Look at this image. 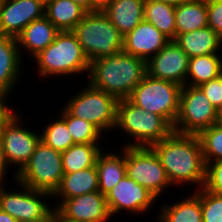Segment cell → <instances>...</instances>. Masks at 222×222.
<instances>
[{
	"label": "cell",
	"instance_id": "6da1fadb",
	"mask_svg": "<svg viewBox=\"0 0 222 222\" xmlns=\"http://www.w3.org/2000/svg\"><path fill=\"white\" fill-rule=\"evenodd\" d=\"M150 148L159 158L172 186L195 183V187L198 184V190L204 186L206 163L198 134L173 131Z\"/></svg>",
	"mask_w": 222,
	"mask_h": 222
},
{
	"label": "cell",
	"instance_id": "7a4b0ae2",
	"mask_svg": "<svg viewBox=\"0 0 222 222\" xmlns=\"http://www.w3.org/2000/svg\"><path fill=\"white\" fill-rule=\"evenodd\" d=\"M147 74L146 61L123 50L90 62L88 82L118 100L127 99Z\"/></svg>",
	"mask_w": 222,
	"mask_h": 222
},
{
	"label": "cell",
	"instance_id": "3957f363",
	"mask_svg": "<svg viewBox=\"0 0 222 222\" xmlns=\"http://www.w3.org/2000/svg\"><path fill=\"white\" fill-rule=\"evenodd\" d=\"M34 59L38 68L36 72L43 79L89 73L90 61L72 31H59L55 40Z\"/></svg>",
	"mask_w": 222,
	"mask_h": 222
},
{
	"label": "cell",
	"instance_id": "277c9868",
	"mask_svg": "<svg viewBox=\"0 0 222 222\" xmlns=\"http://www.w3.org/2000/svg\"><path fill=\"white\" fill-rule=\"evenodd\" d=\"M115 129L132 137L133 142L130 139V143L122 145L131 147H150L173 132V127L162 116L143 110L128 99L118 100Z\"/></svg>",
	"mask_w": 222,
	"mask_h": 222
},
{
	"label": "cell",
	"instance_id": "5b68a950",
	"mask_svg": "<svg viewBox=\"0 0 222 222\" xmlns=\"http://www.w3.org/2000/svg\"><path fill=\"white\" fill-rule=\"evenodd\" d=\"M72 32L90 62L123 50V36L103 11L87 12Z\"/></svg>",
	"mask_w": 222,
	"mask_h": 222
},
{
	"label": "cell",
	"instance_id": "8992f818",
	"mask_svg": "<svg viewBox=\"0 0 222 222\" xmlns=\"http://www.w3.org/2000/svg\"><path fill=\"white\" fill-rule=\"evenodd\" d=\"M63 107L74 117L95 125L102 133L114 131L117 124L118 99L89 83L70 97Z\"/></svg>",
	"mask_w": 222,
	"mask_h": 222
},
{
	"label": "cell",
	"instance_id": "52a82bcc",
	"mask_svg": "<svg viewBox=\"0 0 222 222\" xmlns=\"http://www.w3.org/2000/svg\"><path fill=\"white\" fill-rule=\"evenodd\" d=\"M182 86L146 74L127 98L143 110L162 116L172 127L179 112Z\"/></svg>",
	"mask_w": 222,
	"mask_h": 222
},
{
	"label": "cell",
	"instance_id": "ba28073f",
	"mask_svg": "<svg viewBox=\"0 0 222 222\" xmlns=\"http://www.w3.org/2000/svg\"><path fill=\"white\" fill-rule=\"evenodd\" d=\"M13 175L27 187L53 195L64 175L62 153L40 140L28 162Z\"/></svg>",
	"mask_w": 222,
	"mask_h": 222
},
{
	"label": "cell",
	"instance_id": "9c48e42d",
	"mask_svg": "<svg viewBox=\"0 0 222 222\" xmlns=\"http://www.w3.org/2000/svg\"><path fill=\"white\" fill-rule=\"evenodd\" d=\"M218 111L199 86L181 88L179 112L173 131L180 134H199L217 123Z\"/></svg>",
	"mask_w": 222,
	"mask_h": 222
},
{
	"label": "cell",
	"instance_id": "30bf717a",
	"mask_svg": "<svg viewBox=\"0 0 222 222\" xmlns=\"http://www.w3.org/2000/svg\"><path fill=\"white\" fill-rule=\"evenodd\" d=\"M20 190H11L4 188L0 183V209L10 214L18 222H38L47 218L53 210L47 204L48 198L52 200L51 194L31 189L26 185L15 180ZM3 186V187H2ZM47 198V199H46Z\"/></svg>",
	"mask_w": 222,
	"mask_h": 222
},
{
	"label": "cell",
	"instance_id": "8fae6325",
	"mask_svg": "<svg viewBox=\"0 0 222 222\" xmlns=\"http://www.w3.org/2000/svg\"><path fill=\"white\" fill-rule=\"evenodd\" d=\"M125 163L126 175L157 198L164 194L165 188L172 186L159 158L150 147L125 146Z\"/></svg>",
	"mask_w": 222,
	"mask_h": 222
},
{
	"label": "cell",
	"instance_id": "7c38bea8",
	"mask_svg": "<svg viewBox=\"0 0 222 222\" xmlns=\"http://www.w3.org/2000/svg\"><path fill=\"white\" fill-rule=\"evenodd\" d=\"M21 118L22 116L20 117L15 111L0 130L5 159L9 167H19L14 173L24 167L41 140V133L23 126Z\"/></svg>",
	"mask_w": 222,
	"mask_h": 222
},
{
	"label": "cell",
	"instance_id": "4fadbf2b",
	"mask_svg": "<svg viewBox=\"0 0 222 222\" xmlns=\"http://www.w3.org/2000/svg\"><path fill=\"white\" fill-rule=\"evenodd\" d=\"M158 198L147 188L125 175L107 194L106 200L111 216L132 212L138 216L151 209Z\"/></svg>",
	"mask_w": 222,
	"mask_h": 222
},
{
	"label": "cell",
	"instance_id": "5bb4252c",
	"mask_svg": "<svg viewBox=\"0 0 222 222\" xmlns=\"http://www.w3.org/2000/svg\"><path fill=\"white\" fill-rule=\"evenodd\" d=\"M188 55L174 41L170 40L155 56L146 62L150 77L186 85Z\"/></svg>",
	"mask_w": 222,
	"mask_h": 222
},
{
	"label": "cell",
	"instance_id": "9a60e30c",
	"mask_svg": "<svg viewBox=\"0 0 222 222\" xmlns=\"http://www.w3.org/2000/svg\"><path fill=\"white\" fill-rule=\"evenodd\" d=\"M45 0H0V35L17 37L44 16Z\"/></svg>",
	"mask_w": 222,
	"mask_h": 222
},
{
	"label": "cell",
	"instance_id": "2e32d148",
	"mask_svg": "<svg viewBox=\"0 0 222 222\" xmlns=\"http://www.w3.org/2000/svg\"><path fill=\"white\" fill-rule=\"evenodd\" d=\"M54 207L68 219L76 222H108L111 214L106 195L100 191L66 200L57 199Z\"/></svg>",
	"mask_w": 222,
	"mask_h": 222
},
{
	"label": "cell",
	"instance_id": "e0dca14e",
	"mask_svg": "<svg viewBox=\"0 0 222 222\" xmlns=\"http://www.w3.org/2000/svg\"><path fill=\"white\" fill-rule=\"evenodd\" d=\"M169 41L170 39L153 24L143 19L132 31L123 37V51L147 62Z\"/></svg>",
	"mask_w": 222,
	"mask_h": 222
},
{
	"label": "cell",
	"instance_id": "ac0fdd59",
	"mask_svg": "<svg viewBox=\"0 0 222 222\" xmlns=\"http://www.w3.org/2000/svg\"><path fill=\"white\" fill-rule=\"evenodd\" d=\"M17 39L0 35V93L10 95L15 85H19L22 60ZM21 68V69H20ZM20 76V77H19ZM16 83V84H15Z\"/></svg>",
	"mask_w": 222,
	"mask_h": 222
},
{
	"label": "cell",
	"instance_id": "d6986e66",
	"mask_svg": "<svg viewBox=\"0 0 222 222\" xmlns=\"http://www.w3.org/2000/svg\"><path fill=\"white\" fill-rule=\"evenodd\" d=\"M58 32L59 30L45 16L32 21L16 37L20 55L22 56L25 48L29 56L34 58L55 40Z\"/></svg>",
	"mask_w": 222,
	"mask_h": 222
},
{
	"label": "cell",
	"instance_id": "ffe728a7",
	"mask_svg": "<svg viewBox=\"0 0 222 222\" xmlns=\"http://www.w3.org/2000/svg\"><path fill=\"white\" fill-rule=\"evenodd\" d=\"M145 0H111L103 10L124 37L144 19Z\"/></svg>",
	"mask_w": 222,
	"mask_h": 222
},
{
	"label": "cell",
	"instance_id": "44dd1931",
	"mask_svg": "<svg viewBox=\"0 0 222 222\" xmlns=\"http://www.w3.org/2000/svg\"><path fill=\"white\" fill-rule=\"evenodd\" d=\"M174 41L189 58L219 53L222 47V38L209 26L178 34Z\"/></svg>",
	"mask_w": 222,
	"mask_h": 222
},
{
	"label": "cell",
	"instance_id": "7402d4cb",
	"mask_svg": "<svg viewBox=\"0 0 222 222\" xmlns=\"http://www.w3.org/2000/svg\"><path fill=\"white\" fill-rule=\"evenodd\" d=\"M96 191H99L98 172L94 166L73 173H64L59 187L51 197L66 200Z\"/></svg>",
	"mask_w": 222,
	"mask_h": 222
},
{
	"label": "cell",
	"instance_id": "603a6c76",
	"mask_svg": "<svg viewBox=\"0 0 222 222\" xmlns=\"http://www.w3.org/2000/svg\"><path fill=\"white\" fill-rule=\"evenodd\" d=\"M121 153L101 151L96 160L99 191L106 195L125 175V146H121ZM107 154H105V153Z\"/></svg>",
	"mask_w": 222,
	"mask_h": 222
},
{
	"label": "cell",
	"instance_id": "cb8c5ba5",
	"mask_svg": "<svg viewBox=\"0 0 222 222\" xmlns=\"http://www.w3.org/2000/svg\"><path fill=\"white\" fill-rule=\"evenodd\" d=\"M196 190V191H195ZM189 197L176 203L160 205L159 222H203L201 211V188L195 189ZM196 192V193H195ZM169 204V205H168Z\"/></svg>",
	"mask_w": 222,
	"mask_h": 222
},
{
	"label": "cell",
	"instance_id": "d4e9b609",
	"mask_svg": "<svg viewBox=\"0 0 222 222\" xmlns=\"http://www.w3.org/2000/svg\"><path fill=\"white\" fill-rule=\"evenodd\" d=\"M86 13L72 0H45L44 16L59 31H72Z\"/></svg>",
	"mask_w": 222,
	"mask_h": 222
},
{
	"label": "cell",
	"instance_id": "484cf974",
	"mask_svg": "<svg viewBox=\"0 0 222 222\" xmlns=\"http://www.w3.org/2000/svg\"><path fill=\"white\" fill-rule=\"evenodd\" d=\"M176 36L208 26L207 0H187L175 7Z\"/></svg>",
	"mask_w": 222,
	"mask_h": 222
},
{
	"label": "cell",
	"instance_id": "4316f807",
	"mask_svg": "<svg viewBox=\"0 0 222 222\" xmlns=\"http://www.w3.org/2000/svg\"><path fill=\"white\" fill-rule=\"evenodd\" d=\"M221 74V53L192 57L189 58L188 62L186 85L200 86L205 82L219 77Z\"/></svg>",
	"mask_w": 222,
	"mask_h": 222
},
{
	"label": "cell",
	"instance_id": "83f0119b",
	"mask_svg": "<svg viewBox=\"0 0 222 222\" xmlns=\"http://www.w3.org/2000/svg\"><path fill=\"white\" fill-rule=\"evenodd\" d=\"M99 144H74L62 152L64 173H73L94 167L99 153L103 150Z\"/></svg>",
	"mask_w": 222,
	"mask_h": 222
},
{
	"label": "cell",
	"instance_id": "f1b7e54d",
	"mask_svg": "<svg viewBox=\"0 0 222 222\" xmlns=\"http://www.w3.org/2000/svg\"><path fill=\"white\" fill-rule=\"evenodd\" d=\"M144 20L153 24L170 40L176 38L175 6L162 2L145 1Z\"/></svg>",
	"mask_w": 222,
	"mask_h": 222
},
{
	"label": "cell",
	"instance_id": "f546056e",
	"mask_svg": "<svg viewBox=\"0 0 222 222\" xmlns=\"http://www.w3.org/2000/svg\"><path fill=\"white\" fill-rule=\"evenodd\" d=\"M60 117L43 127L41 141L56 151L64 152L75 143L66 125V109H61Z\"/></svg>",
	"mask_w": 222,
	"mask_h": 222
},
{
	"label": "cell",
	"instance_id": "4dcf8cb0",
	"mask_svg": "<svg viewBox=\"0 0 222 222\" xmlns=\"http://www.w3.org/2000/svg\"><path fill=\"white\" fill-rule=\"evenodd\" d=\"M66 125L75 144H100L103 133L95 125L72 116L67 110Z\"/></svg>",
	"mask_w": 222,
	"mask_h": 222
},
{
	"label": "cell",
	"instance_id": "1f68e13d",
	"mask_svg": "<svg viewBox=\"0 0 222 222\" xmlns=\"http://www.w3.org/2000/svg\"><path fill=\"white\" fill-rule=\"evenodd\" d=\"M205 163L222 160V126L217 123L199 134Z\"/></svg>",
	"mask_w": 222,
	"mask_h": 222
},
{
	"label": "cell",
	"instance_id": "d6a6232c",
	"mask_svg": "<svg viewBox=\"0 0 222 222\" xmlns=\"http://www.w3.org/2000/svg\"><path fill=\"white\" fill-rule=\"evenodd\" d=\"M203 222H222V196L201 188Z\"/></svg>",
	"mask_w": 222,
	"mask_h": 222
},
{
	"label": "cell",
	"instance_id": "836d02e7",
	"mask_svg": "<svg viewBox=\"0 0 222 222\" xmlns=\"http://www.w3.org/2000/svg\"><path fill=\"white\" fill-rule=\"evenodd\" d=\"M204 189L222 196V160L206 163Z\"/></svg>",
	"mask_w": 222,
	"mask_h": 222
},
{
	"label": "cell",
	"instance_id": "e575fe53",
	"mask_svg": "<svg viewBox=\"0 0 222 222\" xmlns=\"http://www.w3.org/2000/svg\"><path fill=\"white\" fill-rule=\"evenodd\" d=\"M199 87L218 111L222 107V74Z\"/></svg>",
	"mask_w": 222,
	"mask_h": 222
},
{
	"label": "cell",
	"instance_id": "d590c367",
	"mask_svg": "<svg viewBox=\"0 0 222 222\" xmlns=\"http://www.w3.org/2000/svg\"><path fill=\"white\" fill-rule=\"evenodd\" d=\"M208 26L222 38V0H207Z\"/></svg>",
	"mask_w": 222,
	"mask_h": 222
},
{
	"label": "cell",
	"instance_id": "8d00e7d4",
	"mask_svg": "<svg viewBox=\"0 0 222 222\" xmlns=\"http://www.w3.org/2000/svg\"><path fill=\"white\" fill-rule=\"evenodd\" d=\"M8 95L0 93V130L3 124L12 116L15 112L12 107H9L7 104V100H9ZM8 98V99H7ZM7 99V100H6Z\"/></svg>",
	"mask_w": 222,
	"mask_h": 222
},
{
	"label": "cell",
	"instance_id": "74e56055",
	"mask_svg": "<svg viewBox=\"0 0 222 222\" xmlns=\"http://www.w3.org/2000/svg\"><path fill=\"white\" fill-rule=\"evenodd\" d=\"M9 168L10 167L5 159L4 149L0 137V183H4V180L6 178L5 176L9 173L6 170H9Z\"/></svg>",
	"mask_w": 222,
	"mask_h": 222
},
{
	"label": "cell",
	"instance_id": "f35d334b",
	"mask_svg": "<svg viewBox=\"0 0 222 222\" xmlns=\"http://www.w3.org/2000/svg\"><path fill=\"white\" fill-rule=\"evenodd\" d=\"M111 0H90V12L103 11Z\"/></svg>",
	"mask_w": 222,
	"mask_h": 222
},
{
	"label": "cell",
	"instance_id": "ab89813d",
	"mask_svg": "<svg viewBox=\"0 0 222 222\" xmlns=\"http://www.w3.org/2000/svg\"><path fill=\"white\" fill-rule=\"evenodd\" d=\"M51 222H76L63 216L55 207L51 211Z\"/></svg>",
	"mask_w": 222,
	"mask_h": 222
},
{
	"label": "cell",
	"instance_id": "60d3db41",
	"mask_svg": "<svg viewBox=\"0 0 222 222\" xmlns=\"http://www.w3.org/2000/svg\"><path fill=\"white\" fill-rule=\"evenodd\" d=\"M0 222H18V221L7 212H4L0 209Z\"/></svg>",
	"mask_w": 222,
	"mask_h": 222
},
{
	"label": "cell",
	"instance_id": "b9f144b4",
	"mask_svg": "<svg viewBox=\"0 0 222 222\" xmlns=\"http://www.w3.org/2000/svg\"><path fill=\"white\" fill-rule=\"evenodd\" d=\"M80 7H82L86 12H90V0H72Z\"/></svg>",
	"mask_w": 222,
	"mask_h": 222
},
{
	"label": "cell",
	"instance_id": "7bdbcfd3",
	"mask_svg": "<svg viewBox=\"0 0 222 222\" xmlns=\"http://www.w3.org/2000/svg\"><path fill=\"white\" fill-rule=\"evenodd\" d=\"M145 1L162 2L176 7L179 6L182 2H185L187 0H145Z\"/></svg>",
	"mask_w": 222,
	"mask_h": 222
},
{
	"label": "cell",
	"instance_id": "ee69618b",
	"mask_svg": "<svg viewBox=\"0 0 222 222\" xmlns=\"http://www.w3.org/2000/svg\"><path fill=\"white\" fill-rule=\"evenodd\" d=\"M217 124L222 126V107L218 110Z\"/></svg>",
	"mask_w": 222,
	"mask_h": 222
},
{
	"label": "cell",
	"instance_id": "f6af8a7d",
	"mask_svg": "<svg viewBox=\"0 0 222 222\" xmlns=\"http://www.w3.org/2000/svg\"><path fill=\"white\" fill-rule=\"evenodd\" d=\"M38 222H51V214L47 218H45L41 221H38Z\"/></svg>",
	"mask_w": 222,
	"mask_h": 222
}]
</instances>
